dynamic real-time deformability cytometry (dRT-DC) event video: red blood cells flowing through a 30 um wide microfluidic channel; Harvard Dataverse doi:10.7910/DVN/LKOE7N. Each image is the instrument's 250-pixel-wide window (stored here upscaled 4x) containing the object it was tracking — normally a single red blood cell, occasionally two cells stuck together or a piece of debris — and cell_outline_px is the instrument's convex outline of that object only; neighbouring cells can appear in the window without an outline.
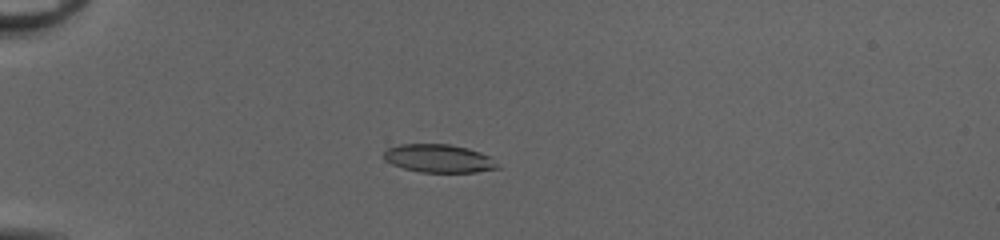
{"species": "common noctule bat (a hibernating species)", "species_latin": "Nyctalus noctula", "temperature_condition": "cold", "stored_images_in_passage": 32, "camera_frame_rate_fps": 3000, "um_per_image_px": 0.085, "animal": {"sex": "female", "body_mass_g": 20.0, "forearm_length_mm": 54.0}, "frame": {"image": 1, "passage_image": 6, "time_ms": 1.667, "image_size_px": [1000, 240], "cell_outline_px": [[500, 168], [476, 172], [420, 172], [404, 168], [392, 164], [384, 160], [384, 152], [388, 148], [400, 144], [448, 144], [468, 148], [492, 156]], "centroid_in_image_um": [37.32, 13.47], "position_along_channel_um": 47.7, "area_um2": 18.73}}
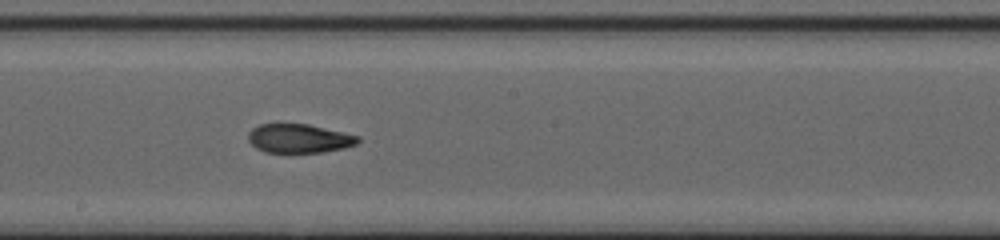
{"frame": {"image": 2, "passage_image": 21, "time_ms": 6.667, "image_size_px": [1000, 240], "cell_outline_px": [[360, 140], [356, 144], [344, 148], [320, 152], [264, 152], [256, 148], [248, 140], [248, 132], [252, 128], [260, 124], [308, 124], [360, 136]], "centroid_in_image_um": [25.41, 11.76], "position_along_channel_um": 222.8, "area_um2": 18.38}}
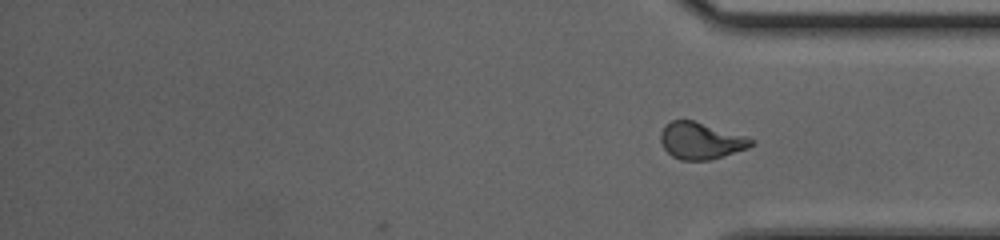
{"frame": {"image": 3, "passage_image": 32, "time_ms": 10.333, "image_size_px": [1000, 240], "cell_outline_px": [[756, 140], [748, 148], [708, 160], [680, 160], [672, 156], [664, 148], [660, 140], [660, 132], [664, 124], [672, 120], [692, 120], [744, 136]], "centroid_in_image_um": [59.51, 11.96], "position_along_channel_um": 375.7, "area_um2": 19.13}, "authors_computed_cell_mechanics": {"area_um2": 19.1029, "velocity_mm_per_s": 4.1737, "shape_relaxation_time_tau1_ms": 10.4441, "shape_relaxation_time_tau2_ms": 2.2585, "deformation_change_tau1": 0.3365, "deformation_change_tau2": 0.0985}}